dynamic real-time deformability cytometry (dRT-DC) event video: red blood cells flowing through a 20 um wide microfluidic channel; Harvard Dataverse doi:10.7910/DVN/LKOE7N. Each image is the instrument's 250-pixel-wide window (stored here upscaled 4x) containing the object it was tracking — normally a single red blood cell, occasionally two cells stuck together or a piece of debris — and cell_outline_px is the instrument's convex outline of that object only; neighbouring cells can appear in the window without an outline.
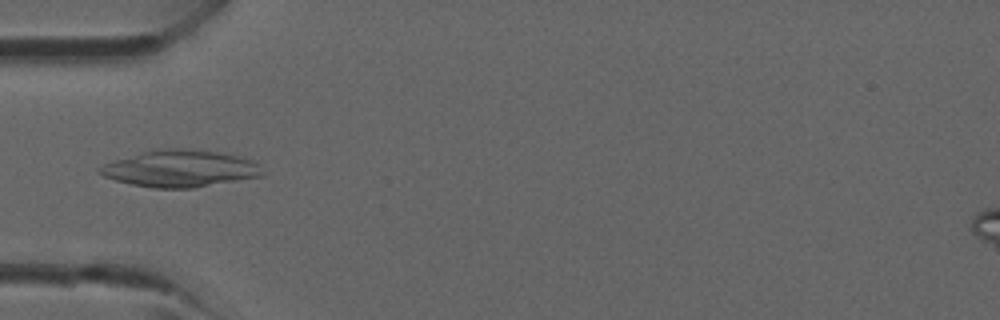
{"species": "common noctule bat (a hibernating species)", "species_latin": "Nyctalus noctula", "temperature_condition": "room temperature", "stored_images_in_passage": 39, "camera_frame_rate_fps": 3000, "um_per_image_px": 0.085, "animal": {"sex": "male", "forearm_length_mm": 52.5}, "frame": {"image": 1, "passage_image": 12, "time_ms": 3.667, "image_size_px": [1000, 320], "cell_outline_px": [[264, 176], [192, 188], [156, 188], [132, 184], [116, 180], [104, 176], [96, 168], [104, 164], [116, 160], [144, 152], [160, 148], [188, 148], [216, 152], [236, 156], [252, 160], [264, 172]], "centroid_in_image_um": [15.33, 14.33], "position_along_channel_um": 69.7, "area_um2": 34.51}}
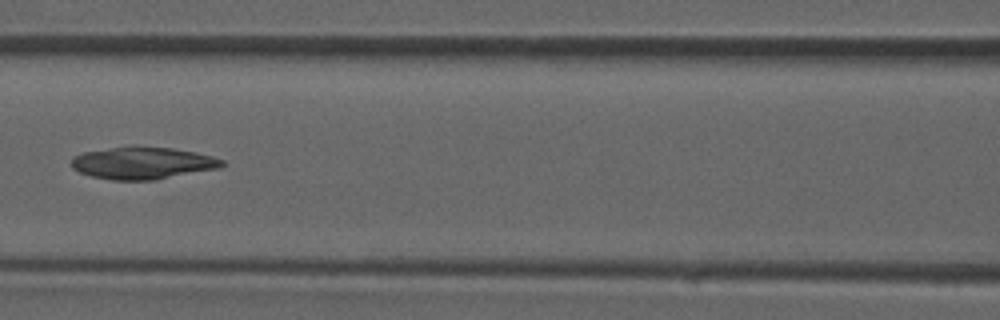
{"frame": {"image": 2, "passage_image": 17, "time_ms": 5.333, "image_size_px": [1000, 320], "cell_outline_px": [[224, 164], [220, 168], [156, 180], [112, 180], [92, 176], [80, 172], [72, 168], [72, 156], [84, 152], [132, 144], [136, 144], [172, 148], [196, 152], [212, 156], [224, 160]], "centroid_in_image_um": [12.14, 13.83], "position_along_channel_um": 154.5, "area_um2": 28.78}}
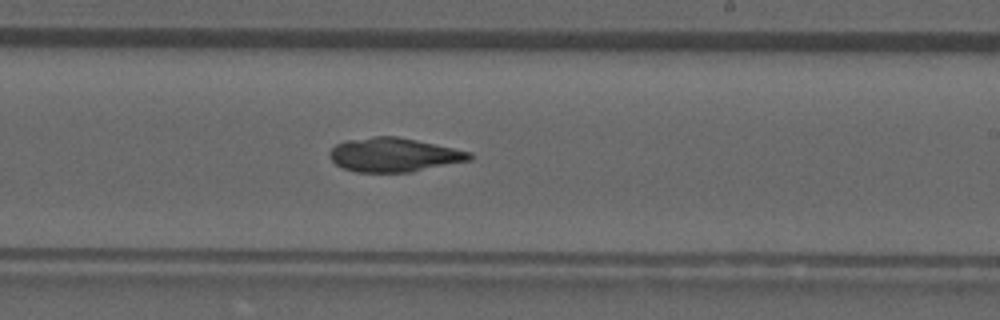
{"frame": {"image": 3, "passage_image": 23, "time_ms": 7.333, "image_size_px": [1000, 320], "cell_outline_px": [[472, 160], [412, 172], [356, 172], [344, 168], [336, 164], [328, 156], [328, 152], [336, 144], [348, 140], [376, 136], [396, 136], [416, 140], [472, 152]], "centroid_in_image_um": [33.49, 13.17], "position_along_channel_um": 255.5, "area_um2": 27.69}}